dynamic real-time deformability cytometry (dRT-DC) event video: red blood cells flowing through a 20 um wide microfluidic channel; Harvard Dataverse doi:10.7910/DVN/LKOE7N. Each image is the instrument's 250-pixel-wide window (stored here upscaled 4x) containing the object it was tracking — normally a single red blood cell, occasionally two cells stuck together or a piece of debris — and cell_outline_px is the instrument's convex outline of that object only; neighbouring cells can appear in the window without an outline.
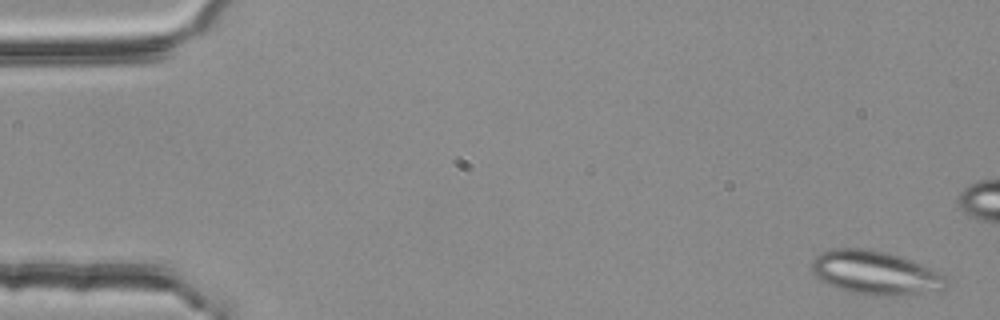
{"species": "common noctule bat (a hibernating species)", "species_latin": "Nyctalus noctula", "temperature_condition": "room temperature", "stored_images_in_passage": 5, "camera_frame_rate_fps": 3000, "um_per_image_px": 0.085, "animal": {"sex": "female", "body_mass_g": 25.1}, "frame": {"image": 1, "passage_image": 1, "time_ms": 0.0, "image_size_px": [1000, 320], "cell_outline_px": [[948, 284], [944, 288], [892, 296], [872, 296], [852, 292], [840, 288], [820, 280], [812, 272], [812, 260], [820, 252], [832, 248], [868, 248], [900, 256], [912, 260], [948, 276]], "centroid_in_image_um": [74.38, 23.16], "position_along_channel_um": 10.6, "area_um2": 34.04}}